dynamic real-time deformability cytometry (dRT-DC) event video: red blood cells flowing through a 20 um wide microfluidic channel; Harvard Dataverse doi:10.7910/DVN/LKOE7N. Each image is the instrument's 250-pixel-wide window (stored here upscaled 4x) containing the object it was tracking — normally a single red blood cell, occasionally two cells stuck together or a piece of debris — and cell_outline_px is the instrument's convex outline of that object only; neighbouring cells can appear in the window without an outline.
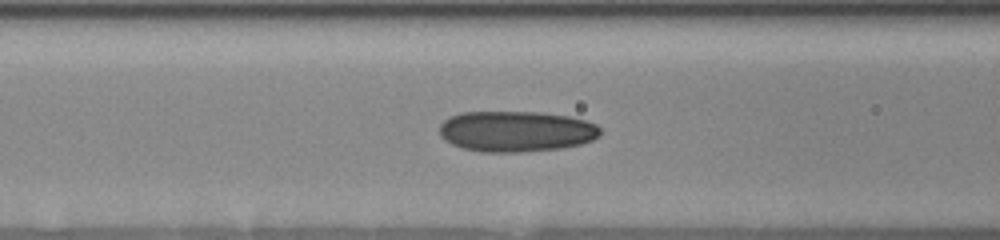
{"species": "human", "species_latin": "Homo sapiens", "temperature_condition": "room temperature", "stored_images_in_passage": 34, "camera_frame_rate_fps": 3000, "um_per_image_px": 0.085, "donor": {"sex": "female"}, "frame": {"image": 1, "passage_image": 4, "time_ms": 1.333, "image_size_px": [1000, 240], "cell_outline_px": [[600, 136], [592, 140], [580, 144], [560, 148], [520, 152], [480, 152], [460, 148], [444, 140], [440, 136], [440, 124], [448, 116], [460, 112], [540, 112], [568, 116], [584, 120], [596, 124], [600, 128]], "centroid_in_image_um": [43.83, 11.16], "position_along_channel_um": 122.8, "area_um2": 38.49}}
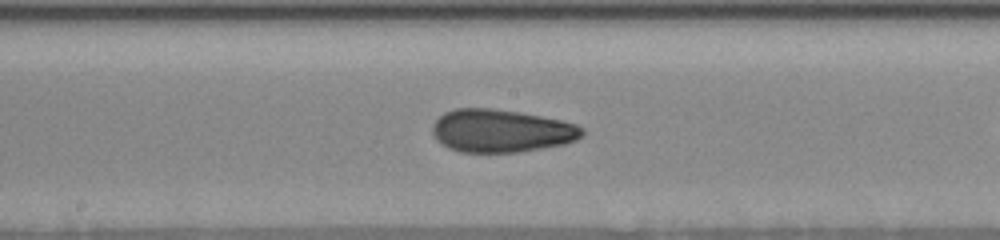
{"frame": {"image": 2, "passage_image": 14, "time_ms": 3.333, "image_size_px": [1000, 240], "cell_outline_px": [[584, 132], [576, 140], [564, 144], [516, 152], [460, 152], [448, 148], [440, 144], [436, 140], [432, 132], [432, 124], [444, 112], [456, 108], [492, 108], [520, 112], [560, 120], [576, 124], [584, 128]], "centroid_in_image_um": [42.56, 11.12], "position_along_channel_um": 205.6, "area_um2": 37.45}}
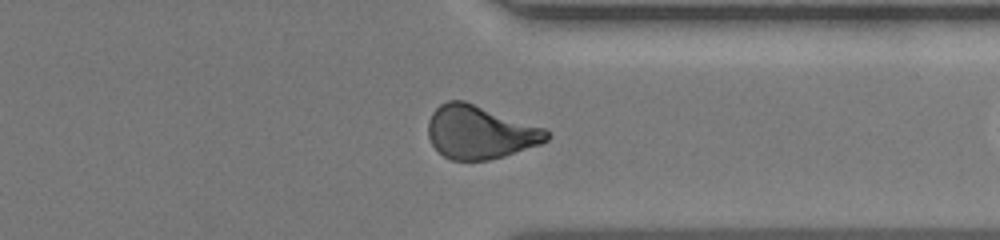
{"frame": {"image": 3, "passage_image": 33, "time_ms": 7.333, "image_size_px": [1000, 240], "cell_outline_px": [[552, 136], [548, 140], [540, 144], [504, 156], [488, 160], [452, 160], [444, 156], [432, 144], [428, 136], [428, 120], [432, 112], [440, 104], [448, 100], [464, 100], [544, 128]], "centroid_in_image_um": [40.79, 11.23], "position_along_channel_um": 370.6, "area_um2": 36.7}}